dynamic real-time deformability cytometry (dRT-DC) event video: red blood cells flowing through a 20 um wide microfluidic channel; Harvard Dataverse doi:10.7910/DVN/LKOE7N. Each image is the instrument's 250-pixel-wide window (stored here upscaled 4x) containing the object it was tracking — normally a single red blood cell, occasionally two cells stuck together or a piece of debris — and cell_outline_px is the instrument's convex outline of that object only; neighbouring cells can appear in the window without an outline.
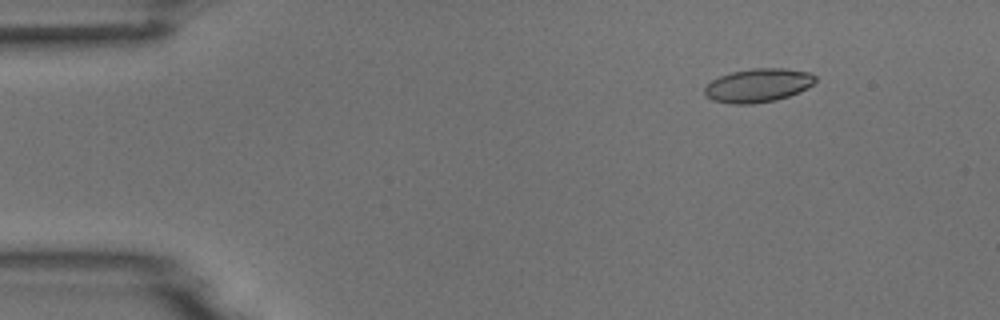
{"species": "common noctule bat (a hibernating species)", "species_latin": "Nyctalus noctula", "temperature_condition": "room temperature", "stored_images_in_passage": 6, "camera_frame_rate_fps": 3000, "um_per_image_px": 0.085, "animal": {"sex": "male", "body_mass_g": 18.8}, "frame": {"image": 1, "passage_image": 2, "time_ms": 2.0, "image_size_px": [1000, 320], "cell_outline_px": [[816, 80], [812, 84], [788, 96], [776, 100], [752, 104], [732, 104], [712, 100], [704, 92], [704, 88], [712, 80], [720, 76], [732, 72], [752, 68], [784, 68], [808, 72], [816, 76]], "centroid_in_image_um": [64.41, 7.25], "position_along_channel_um": 20.6, "area_um2": 21.44}}
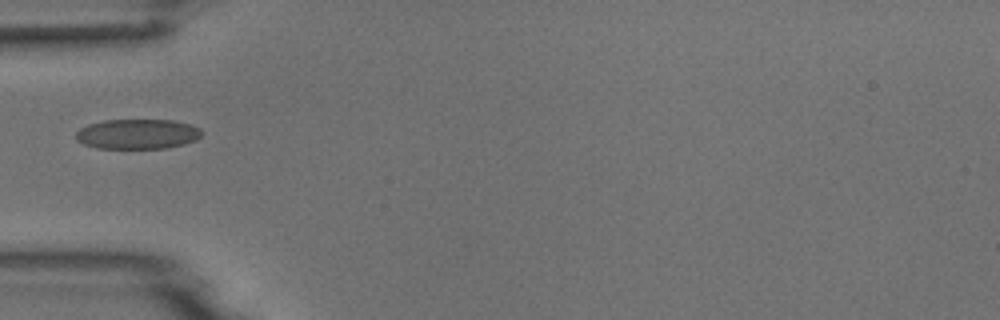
{"frame": {"image": 2, "passage_image": 5, "time_ms": 5.667, "image_size_px": [1000, 320], "cell_outline_px": [[204, 132], [196, 140], [184, 144], [164, 148], [96, 148], [84, 144], [76, 140], [76, 132], [80, 128], [88, 124], [104, 120], [172, 120], [192, 124], [200, 128]], "centroid_in_image_um": [11.7, 11.38], "position_along_channel_um": 73.3, "area_um2": 22.08}}